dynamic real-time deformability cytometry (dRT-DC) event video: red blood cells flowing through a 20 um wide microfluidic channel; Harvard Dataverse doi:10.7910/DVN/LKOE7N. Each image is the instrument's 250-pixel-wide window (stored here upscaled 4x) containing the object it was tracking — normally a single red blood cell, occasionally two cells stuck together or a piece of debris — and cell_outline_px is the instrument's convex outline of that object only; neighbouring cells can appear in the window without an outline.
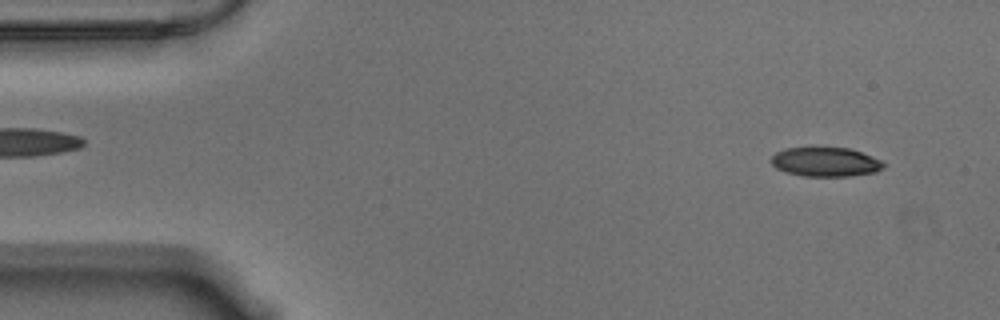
{"species": "Egyptian fruit bat (a non-hibernating species)", "species_latin": "Rousettus aegyptiacus", "temperature_condition": "warm", "stored_images_in_passage": 56, "camera_frame_rate_fps": 3000, "um_per_image_px": 0.085, "animal": {"sex": "male"}, "frame": {"image": 1, "passage_image": 4, "time_ms": 1.0, "image_size_px": [1000, 320], "cell_outline_px": [[884, 168], [876, 172], [848, 176], [804, 176], [784, 172], [776, 168], [768, 160], [776, 152], [784, 148], [812, 144], [816, 144], [848, 148], [872, 156], [880, 160], [884, 164]], "centroid_in_image_um": [70.09, 13.71], "position_along_channel_um": 14.9, "area_um2": 20.11}}
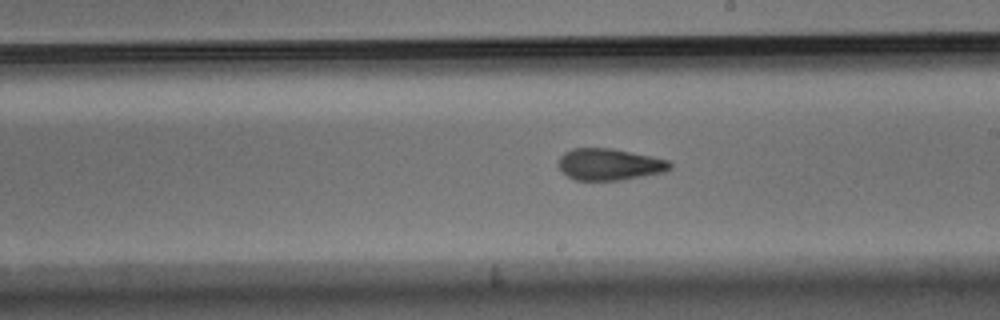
{"frame": {"image": 2, "passage_image": 31, "time_ms": 10.0, "image_size_px": [1000, 320], "cell_outline_px": [[672, 168], [664, 172], [620, 180], [576, 180], [568, 176], [560, 168], [560, 156], [564, 152], [572, 148], [612, 148], [668, 160], [672, 164]], "centroid_in_image_um": [51.81, 13.97], "position_along_channel_um": 237.2, "area_um2": 20.35}}
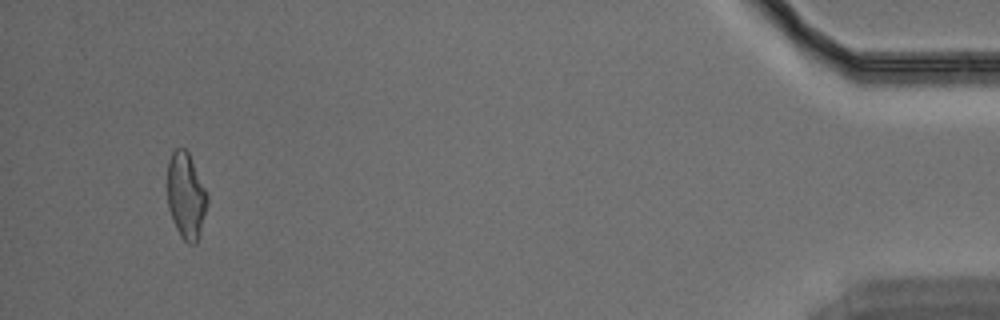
{"frame": {"image": 3, "passage_image": 53, "time_ms": 17.333, "image_size_px": [1000, 320], "cell_outline_px": [[208, 204], [196, 244], [188, 244], [180, 236], [172, 220], [168, 208], [168, 160], [172, 152], [176, 148], [184, 148], [188, 152], [208, 196]], "centroid_in_image_um": [15.8, 16.66], "position_along_channel_um": 419.4, "area_um2": 19.88}, "authors_computed_cell_mechanics": {"area_um2": 20.6346, "velocity_mm_per_s": 3.5481, "shape_relaxation_time_tau1_ms": 6.0081, "shape_relaxation_time_tau2_ms": 3.073, "deformation_change_tau1": 0.201, "deformation_change_tau2": 0.1149}}